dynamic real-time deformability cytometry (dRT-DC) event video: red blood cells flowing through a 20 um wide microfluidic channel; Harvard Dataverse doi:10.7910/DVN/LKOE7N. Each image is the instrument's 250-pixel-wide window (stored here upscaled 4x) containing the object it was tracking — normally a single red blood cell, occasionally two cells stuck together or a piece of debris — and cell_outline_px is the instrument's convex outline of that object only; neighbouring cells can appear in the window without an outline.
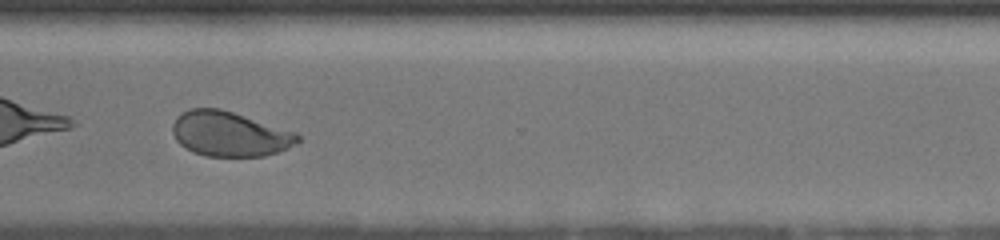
{"species": "human", "species_latin": "Homo sapiens", "temperature_condition": "cold", "stored_images_in_passage": 58, "camera_frame_rate_fps": 3000, "um_per_image_px": 0.085, "donor": {"sex": "female"}, "frame": {"image": 1, "passage_image": 57, "time_ms": 12.0, "image_size_px": [1000, 240], "cell_outline_px": [[300, 140], [288, 148], [264, 156], [204, 156], [192, 152], [184, 148], [176, 140], [172, 132], [172, 124], [176, 116], [180, 112], [188, 108], [220, 108], [296, 132], [300, 136]], "centroid_in_image_um": [19.47, 11.38], "position_along_channel_um": 351.1, "area_um2": 32.89}}